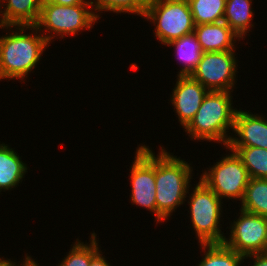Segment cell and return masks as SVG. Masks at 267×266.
<instances>
[{
    "instance_id": "obj_1",
    "label": "cell",
    "mask_w": 267,
    "mask_h": 266,
    "mask_svg": "<svg viewBox=\"0 0 267 266\" xmlns=\"http://www.w3.org/2000/svg\"><path fill=\"white\" fill-rule=\"evenodd\" d=\"M0 36V81L26 79L36 68L46 47L50 45L35 26H2L8 29ZM15 28V31L12 30ZM26 30H32L26 34ZM39 33V34H38Z\"/></svg>"
},
{
    "instance_id": "obj_2",
    "label": "cell",
    "mask_w": 267,
    "mask_h": 266,
    "mask_svg": "<svg viewBox=\"0 0 267 266\" xmlns=\"http://www.w3.org/2000/svg\"><path fill=\"white\" fill-rule=\"evenodd\" d=\"M190 165L163 146L155 155L157 223L168 220L177 207L187 201L193 179V167Z\"/></svg>"
},
{
    "instance_id": "obj_3",
    "label": "cell",
    "mask_w": 267,
    "mask_h": 266,
    "mask_svg": "<svg viewBox=\"0 0 267 266\" xmlns=\"http://www.w3.org/2000/svg\"><path fill=\"white\" fill-rule=\"evenodd\" d=\"M231 92L209 91L195 116L184 127L191 140L214 141L227 146L233 130L237 108ZM228 130V131H227Z\"/></svg>"
},
{
    "instance_id": "obj_4",
    "label": "cell",
    "mask_w": 267,
    "mask_h": 266,
    "mask_svg": "<svg viewBox=\"0 0 267 266\" xmlns=\"http://www.w3.org/2000/svg\"><path fill=\"white\" fill-rule=\"evenodd\" d=\"M97 20L99 19L94 14L91 4L64 6L43 2L35 27L40 33L45 32V35H42L50 44L57 36L65 38L66 35H77L80 30L82 32L92 29Z\"/></svg>"
},
{
    "instance_id": "obj_5",
    "label": "cell",
    "mask_w": 267,
    "mask_h": 266,
    "mask_svg": "<svg viewBox=\"0 0 267 266\" xmlns=\"http://www.w3.org/2000/svg\"><path fill=\"white\" fill-rule=\"evenodd\" d=\"M192 191L187 202L198 243H223L226 236L220 229L222 200L200 179Z\"/></svg>"
},
{
    "instance_id": "obj_6",
    "label": "cell",
    "mask_w": 267,
    "mask_h": 266,
    "mask_svg": "<svg viewBox=\"0 0 267 266\" xmlns=\"http://www.w3.org/2000/svg\"><path fill=\"white\" fill-rule=\"evenodd\" d=\"M143 18L155 24L154 37L164 45L193 33L196 26L187 0H149Z\"/></svg>"
},
{
    "instance_id": "obj_7",
    "label": "cell",
    "mask_w": 267,
    "mask_h": 266,
    "mask_svg": "<svg viewBox=\"0 0 267 266\" xmlns=\"http://www.w3.org/2000/svg\"><path fill=\"white\" fill-rule=\"evenodd\" d=\"M223 156L213 167L202 171L199 178L203 181L221 200L223 198L243 200L250 176L241 159L234 151Z\"/></svg>"
},
{
    "instance_id": "obj_8",
    "label": "cell",
    "mask_w": 267,
    "mask_h": 266,
    "mask_svg": "<svg viewBox=\"0 0 267 266\" xmlns=\"http://www.w3.org/2000/svg\"><path fill=\"white\" fill-rule=\"evenodd\" d=\"M235 51L203 52L190 76L208 91L233 92L238 72Z\"/></svg>"
},
{
    "instance_id": "obj_9",
    "label": "cell",
    "mask_w": 267,
    "mask_h": 266,
    "mask_svg": "<svg viewBox=\"0 0 267 266\" xmlns=\"http://www.w3.org/2000/svg\"><path fill=\"white\" fill-rule=\"evenodd\" d=\"M130 170L132 205L140 206L155 215L157 223L155 153L145 144L139 145L135 151Z\"/></svg>"
},
{
    "instance_id": "obj_10",
    "label": "cell",
    "mask_w": 267,
    "mask_h": 266,
    "mask_svg": "<svg viewBox=\"0 0 267 266\" xmlns=\"http://www.w3.org/2000/svg\"><path fill=\"white\" fill-rule=\"evenodd\" d=\"M238 219L230 224V236L224 244L247 256L267 250V218L240 209Z\"/></svg>"
},
{
    "instance_id": "obj_11",
    "label": "cell",
    "mask_w": 267,
    "mask_h": 266,
    "mask_svg": "<svg viewBox=\"0 0 267 266\" xmlns=\"http://www.w3.org/2000/svg\"><path fill=\"white\" fill-rule=\"evenodd\" d=\"M209 91L190 75H177V81L170 98L179 123L184 128L197 113Z\"/></svg>"
},
{
    "instance_id": "obj_12",
    "label": "cell",
    "mask_w": 267,
    "mask_h": 266,
    "mask_svg": "<svg viewBox=\"0 0 267 266\" xmlns=\"http://www.w3.org/2000/svg\"><path fill=\"white\" fill-rule=\"evenodd\" d=\"M256 113L237 110L230 140L226 147H261L267 149V120ZM237 134V135H236ZM237 136V137H236Z\"/></svg>"
},
{
    "instance_id": "obj_13",
    "label": "cell",
    "mask_w": 267,
    "mask_h": 266,
    "mask_svg": "<svg viewBox=\"0 0 267 266\" xmlns=\"http://www.w3.org/2000/svg\"><path fill=\"white\" fill-rule=\"evenodd\" d=\"M194 34L203 52L235 50L236 41L239 39L241 40L224 21L196 25Z\"/></svg>"
},
{
    "instance_id": "obj_14",
    "label": "cell",
    "mask_w": 267,
    "mask_h": 266,
    "mask_svg": "<svg viewBox=\"0 0 267 266\" xmlns=\"http://www.w3.org/2000/svg\"><path fill=\"white\" fill-rule=\"evenodd\" d=\"M43 2L44 0H0V28L2 26H35Z\"/></svg>"
},
{
    "instance_id": "obj_15",
    "label": "cell",
    "mask_w": 267,
    "mask_h": 266,
    "mask_svg": "<svg viewBox=\"0 0 267 266\" xmlns=\"http://www.w3.org/2000/svg\"><path fill=\"white\" fill-rule=\"evenodd\" d=\"M8 144H0V192L19 186L28 172L27 164Z\"/></svg>"
},
{
    "instance_id": "obj_16",
    "label": "cell",
    "mask_w": 267,
    "mask_h": 266,
    "mask_svg": "<svg viewBox=\"0 0 267 266\" xmlns=\"http://www.w3.org/2000/svg\"><path fill=\"white\" fill-rule=\"evenodd\" d=\"M253 0H226L225 14L223 21L243 39L252 24L254 10L252 9Z\"/></svg>"
},
{
    "instance_id": "obj_17",
    "label": "cell",
    "mask_w": 267,
    "mask_h": 266,
    "mask_svg": "<svg viewBox=\"0 0 267 266\" xmlns=\"http://www.w3.org/2000/svg\"><path fill=\"white\" fill-rule=\"evenodd\" d=\"M166 46L175 47L177 60L182 62L183 67L177 75L188 76L196 69L201 60L203 51L193 33L182 36L181 38L170 41Z\"/></svg>"
},
{
    "instance_id": "obj_18",
    "label": "cell",
    "mask_w": 267,
    "mask_h": 266,
    "mask_svg": "<svg viewBox=\"0 0 267 266\" xmlns=\"http://www.w3.org/2000/svg\"><path fill=\"white\" fill-rule=\"evenodd\" d=\"M240 209L267 218V179L250 178Z\"/></svg>"
},
{
    "instance_id": "obj_19",
    "label": "cell",
    "mask_w": 267,
    "mask_h": 266,
    "mask_svg": "<svg viewBox=\"0 0 267 266\" xmlns=\"http://www.w3.org/2000/svg\"><path fill=\"white\" fill-rule=\"evenodd\" d=\"M204 251L198 266H240L244 256L224 243L199 244Z\"/></svg>"
},
{
    "instance_id": "obj_20",
    "label": "cell",
    "mask_w": 267,
    "mask_h": 266,
    "mask_svg": "<svg viewBox=\"0 0 267 266\" xmlns=\"http://www.w3.org/2000/svg\"><path fill=\"white\" fill-rule=\"evenodd\" d=\"M234 151L248 170L250 178L267 179V149L261 147H225Z\"/></svg>"
},
{
    "instance_id": "obj_21",
    "label": "cell",
    "mask_w": 267,
    "mask_h": 266,
    "mask_svg": "<svg viewBox=\"0 0 267 266\" xmlns=\"http://www.w3.org/2000/svg\"><path fill=\"white\" fill-rule=\"evenodd\" d=\"M195 25L223 21L226 0H187Z\"/></svg>"
},
{
    "instance_id": "obj_22",
    "label": "cell",
    "mask_w": 267,
    "mask_h": 266,
    "mask_svg": "<svg viewBox=\"0 0 267 266\" xmlns=\"http://www.w3.org/2000/svg\"><path fill=\"white\" fill-rule=\"evenodd\" d=\"M89 3L98 19H100L99 13H103V11L116 14L125 12V14L131 13L144 17L149 0H90Z\"/></svg>"
},
{
    "instance_id": "obj_23",
    "label": "cell",
    "mask_w": 267,
    "mask_h": 266,
    "mask_svg": "<svg viewBox=\"0 0 267 266\" xmlns=\"http://www.w3.org/2000/svg\"><path fill=\"white\" fill-rule=\"evenodd\" d=\"M90 243L81 242L78 238L58 266H90L92 257L100 250L95 232L90 234ZM85 243V244H84Z\"/></svg>"
},
{
    "instance_id": "obj_24",
    "label": "cell",
    "mask_w": 267,
    "mask_h": 266,
    "mask_svg": "<svg viewBox=\"0 0 267 266\" xmlns=\"http://www.w3.org/2000/svg\"><path fill=\"white\" fill-rule=\"evenodd\" d=\"M24 261L21 263V265L17 262L11 261V259H3L0 257V266H35V260L32 258V256H28V254H25V257L23 259Z\"/></svg>"
},
{
    "instance_id": "obj_25",
    "label": "cell",
    "mask_w": 267,
    "mask_h": 266,
    "mask_svg": "<svg viewBox=\"0 0 267 266\" xmlns=\"http://www.w3.org/2000/svg\"><path fill=\"white\" fill-rule=\"evenodd\" d=\"M250 258L253 260V265L251 266H267V253H255V254H250L247 256H244V259Z\"/></svg>"
},
{
    "instance_id": "obj_26",
    "label": "cell",
    "mask_w": 267,
    "mask_h": 266,
    "mask_svg": "<svg viewBox=\"0 0 267 266\" xmlns=\"http://www.w3.org/2000/svg\"><path fill=\"white\" fill-rule=\"evenodd\" d=\"M90 266H112L108 263L101 249L92 257Z\"/></svg>"
},
{
    "instance_id": "obj_27",
    "label": "cell",
    "mask_w": 267,
    "mask_h": 266,
    "mask_svg": "<svg viewBox=\"0 0 267 266\" xmlns=\"http://www.w3.org/2000/svg\"><path fill=\"white\" fill-rule=\"evenodd\" d=\"M44 2H51L54 4L64 5V6H72L78 4H90L89 0H44Z\"/></svg>"
},
{
    "instance_id": "obj_28",
    "label": "cell",
    "mask_w": 267,
    "mask_h": 266,
    "mask_svg": "<svg viewBox=\"0 0 267 266\" xmlns=\"http://www.w3.org/2000/svg\"><path fill=\"white\" fill-rule=\"evenodd\" d=\"M35 266H40L39 263H37V261H35Z\"/></svg>"
}]
</instances>
